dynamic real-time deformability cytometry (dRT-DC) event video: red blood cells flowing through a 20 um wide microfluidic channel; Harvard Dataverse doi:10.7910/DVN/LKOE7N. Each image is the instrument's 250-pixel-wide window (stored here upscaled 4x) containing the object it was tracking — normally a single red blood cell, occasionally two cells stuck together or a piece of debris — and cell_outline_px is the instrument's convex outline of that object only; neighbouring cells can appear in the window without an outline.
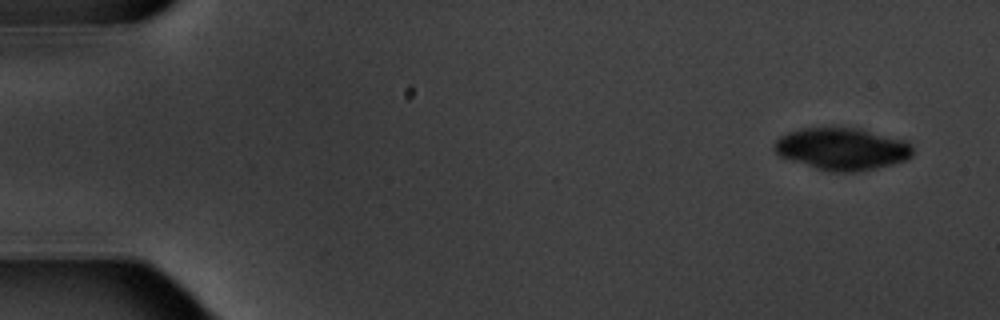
{"species": "common noctule bat (a hibernating species)", "species_latin": "Nyctalus noctula", "temperature_condition": "warm", "stored_images_in_passage": 5, "camera_frame_rate_fps": 3000, "um_per_image_px": 0.085, "animal": {"sex": "male", "body_mass_g": 20.1, "forearm_length_mm": 53.5}, "frame": {"image": 1, "passage_image": 1, "time_ms": 0.0, "image_size_px": [1000, 320], "cell_outline_px": [[912, 156], [904, 160], [892, 164], [876, 168], [856, 172], [828, 172], [780, 156], [772, 148], [776, 140], [780, 136], [788, 132], [804, 128], [860, 128], [904, 140], [912, 144]], "centroid_in_image_um": [71.57, 12.66], "position_along_channel_um": 13.4, "area_um2": 33.87}}